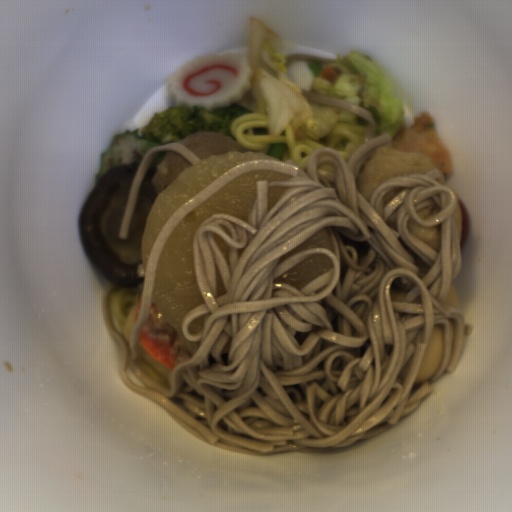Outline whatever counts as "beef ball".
<instances>
[{"instance_id": "1", "label": "beef ball", "mask_w": 512, "mask_h": 512, "mask_svg": "<svg viewBox=\"0 0 512 512\" xmlns=\"http://www.w3.org/2000/svg\"><path fill=\"white\" fill-rule=\"evenodd\" d=\"M176 143L184 145L200 161L223 153H256L255 150H247L240 146L236 139L226 134L212 132L193 133Z\"/></svg>"}, {"instance_id": "2", "label": "beef ball", "mask_w": 512, "mask_h": 512, "mask_svg": "<svg viewBox=\"0 0 512 512\" xmlns=\"http://www.w3.org/2000/svg\"><path fill=\"white\" fill-rule=\"evenodd\" d=\"M164 152L163 160L156 165V171L152 174V185L157 198L185 169L194 166L178 152L169 149Z\"/></svg>"}]
</instances>
